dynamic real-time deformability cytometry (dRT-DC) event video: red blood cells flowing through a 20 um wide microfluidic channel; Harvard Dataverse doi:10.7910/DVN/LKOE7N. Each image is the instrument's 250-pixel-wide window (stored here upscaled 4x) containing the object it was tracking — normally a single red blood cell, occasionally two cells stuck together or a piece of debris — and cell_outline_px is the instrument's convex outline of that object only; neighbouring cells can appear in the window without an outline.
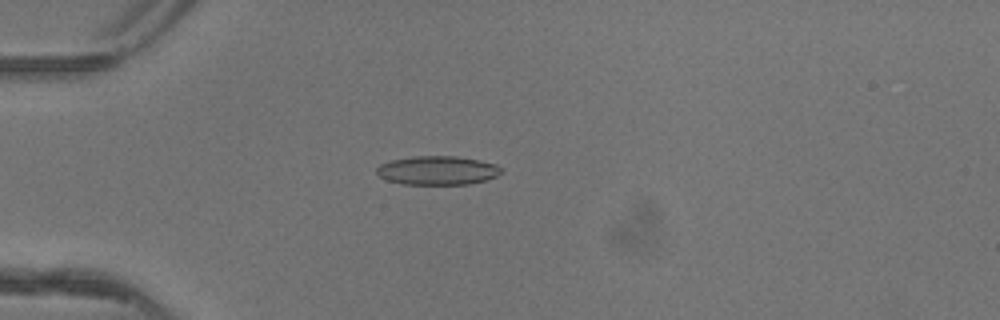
{"species": "common noctule bat (a hibernating species)", "species_latin": "Nyctalus noctula", "temperature_condition": "warm", "stored_images_in_passage": 51, "camera_frame_rate_fps": 3000, "um_per_image_px": 0.085, "animal": {"sex": "female"}, "frame": {"image": 1, "passage_image": 15, "time_ms": 4.667, "image_size_px": [1000, 320], "cell_outline_px": [[504, 172], [488, 180], [468, 184], [404, 184], [384, 180], [376, 172], [376, 168], [380, 164], [392, 160], [412, 156], [456, 156], [496, 164], [504, 168]], "centroid_in_image_um": [37.2, 14.49], "position_along_channel_um": 47.8, "area_um2": 21.1}}
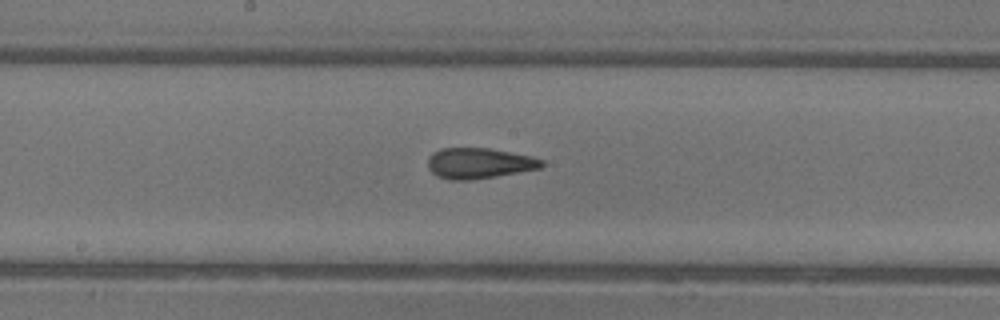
{"frame": {"image": 2, "passage_image": 28, "time_ms": 9.0, "image_size_px": [1000, 320], "cell_outline_px": [[544, 164], [540, 168], [496, 176], [472, 180], [448, 180], [436, 176], [428, 168], [428, 156], [432, 152], [440, 148], [488, 148], [532, 156], [544, 160]], "centroid_in_image_um": [40.69, 13.87], "position_along_channel_um": 207.5, "area_um2": 20.46}}
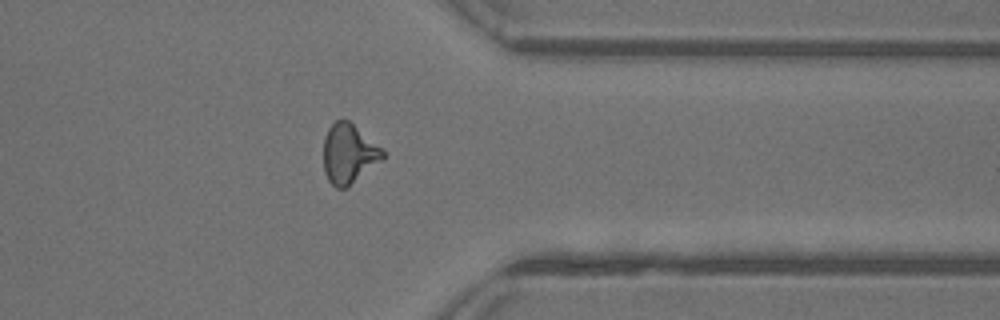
{"frame": {"image": 3, "passage_image": 41, "time_ms": 13.333, "image_size_px": [1000, 320], "cell_outline_px": [[384, 160], [348, 188], [336, 188], [328, 180], [324, 172], [324, 136], [328, 128], [336, 120], [348, 120], [380, 148], [384, 152]], "centroid_in_image_um": [29.64, 13.12], "position_along_channel_um": 381.8, "area_um2": 20.58}, "authors_computed_cell_mechanics": {"area_um2": 20.519, "velocity_mm_per_s": 4.1738, "shape_relaxation_time_tau1_ms": 6.0062, "shape_relaxation_time_tau2_ms": 1.2606, "deformation_change_tau1": 0.204, "deformation_change_tau2": 0.1057}}